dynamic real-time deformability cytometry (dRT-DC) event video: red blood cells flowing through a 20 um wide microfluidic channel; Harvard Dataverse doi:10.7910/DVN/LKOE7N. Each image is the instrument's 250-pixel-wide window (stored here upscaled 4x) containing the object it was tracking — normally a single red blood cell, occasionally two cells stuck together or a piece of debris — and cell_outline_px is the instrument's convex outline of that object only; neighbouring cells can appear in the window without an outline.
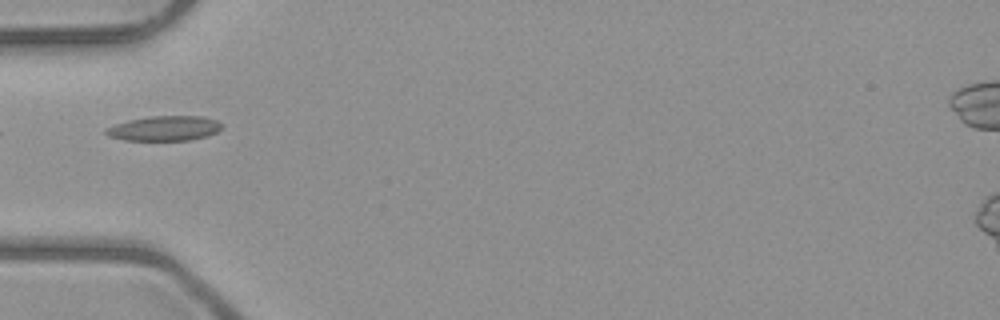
{"species": "common noctule bat (a hibernating species)", "species_latin": "Nyctalus noctula", "temperature_condition": "room temperature", "stored_images_in_passage": 6, "camera_frame_rate_fps": 3000, "um_per_image_px": 0.085, "animal": {"sex": "male", "body_mass_g": 23.1, "forearm_length_mm": 52.7}, "frame": {"image": 1, "passage_image": 5, "time_ms": 5.333, "image_size_px": [1000, 320], "cell_outline_px": [[220, 128], [216, 132], [204, 136], [188, 140], [124, 140], [108, 136], [104, 132], [104, 128], [128, 120], [148, 116], [204, 116], [216, 120], [220, 124]], "centroid_in_image_um": [13.91, 10.9], "position_along_channel_um": 71.1, "area_um2": 16.65}}
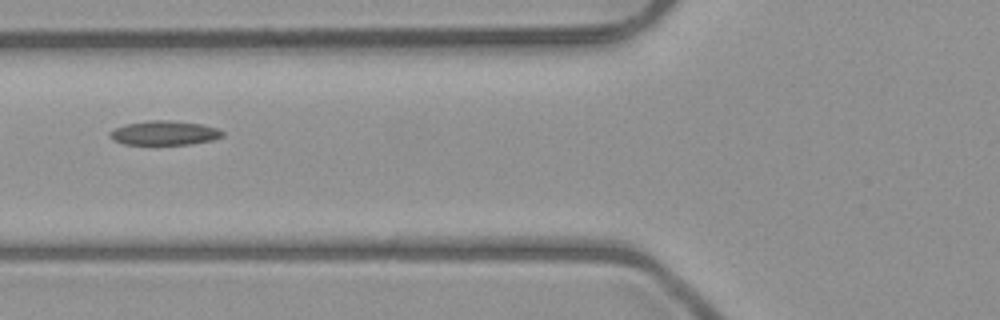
{"frame": {"image": 2, "passage_image": 6, "time_ms": 6.333, "image_size_px": [1000, 320], "cell_outline_px": [[224, 136], [212, 140], [192, 144], [124, 144], [116, 140], [108, 132], [116, 128], [128, 124], [148, 120], [168, 120], [200, 124], [216, 128], [224, 132]], "centroid_in_image_um": [14.02, 11.3], "position_along_channel_um": 111.8, "area_um2": 15.61}}